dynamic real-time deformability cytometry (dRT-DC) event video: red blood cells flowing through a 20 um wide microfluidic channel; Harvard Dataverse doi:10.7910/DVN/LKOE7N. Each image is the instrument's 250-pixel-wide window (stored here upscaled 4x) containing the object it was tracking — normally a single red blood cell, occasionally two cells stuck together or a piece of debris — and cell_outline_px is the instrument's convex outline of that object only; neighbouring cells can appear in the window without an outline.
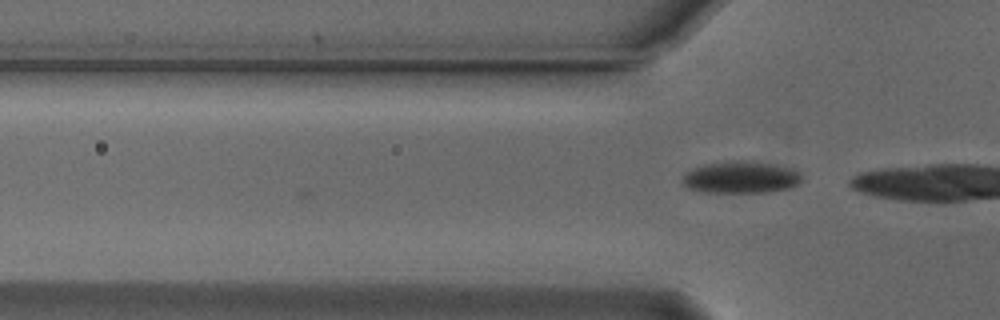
{"species": "Egyptian fruit bat (a non-hibernating species)", "species_latin": "Rousettus aegyptiacus", "temperature_condition": "cold", "stored_images_in_passage": 5, "camera_frame_rate_fps": 3000, "um_per_image_px": 0.085, "animal": {"sex": "male"}, "frame": {"image": 1, "passage_image": 5, "time_ms": 1.333, "image_size_px": [1000, 320], "cell_outline_px": [[804, 180], [800, 184], [792, 188], [768, 192], [704, 192], [688, 188], [680, 184], [684, 172], [692, 168], [704, 164], [728, 160], [752, 160], [776, 164], [792, 168], [800, 172], [804, 176]], "centroid_in_image_um": [63.01, 15.05], "position_along_channel_um": 62.8, "area_um2": 23.12}}